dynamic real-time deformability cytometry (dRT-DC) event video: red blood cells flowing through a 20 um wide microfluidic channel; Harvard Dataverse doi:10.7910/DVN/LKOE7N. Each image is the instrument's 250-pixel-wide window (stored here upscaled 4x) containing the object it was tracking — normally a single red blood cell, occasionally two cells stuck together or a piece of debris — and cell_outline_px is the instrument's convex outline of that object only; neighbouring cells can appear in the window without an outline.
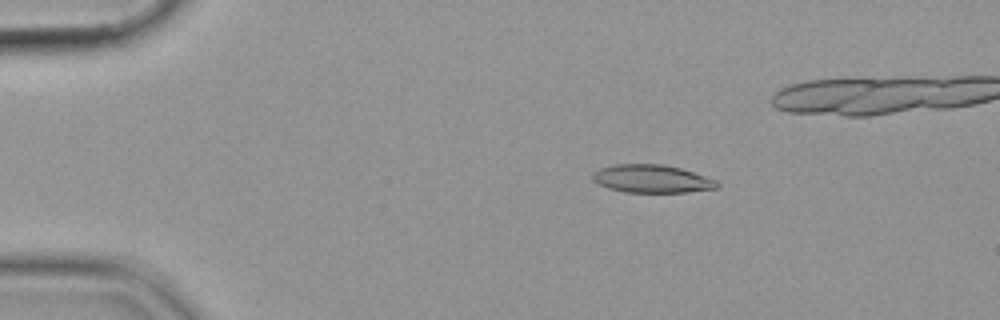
{"species": "common noctule bat (a hibernating species)", "species_latin": "Nyctalus noctula", "temperature_condition": "cold", "stored_images_in_passage": 40, "camera_frame_rate_fps": 3000, "um_per_image_px": 0.085, "animal": {"sex": "female", "body_mass_g": 19.9}, "frame": {"image": 1, "passage_image": 2, "time_ms": 0.333, "image_size_px": [1000, 320], "cell_outline_px": [[720, 184], [716, 188], [688, 192], [624, 192], [608, 188], [592, 180], [592, 172], [600, 168], [612, 164], [664, 164], [680, 168], [716, 180]], "centroid_in_image_um": [55.37, 15.19], "position_along_channel_um": 29.6, "area_um2": 20.29}}
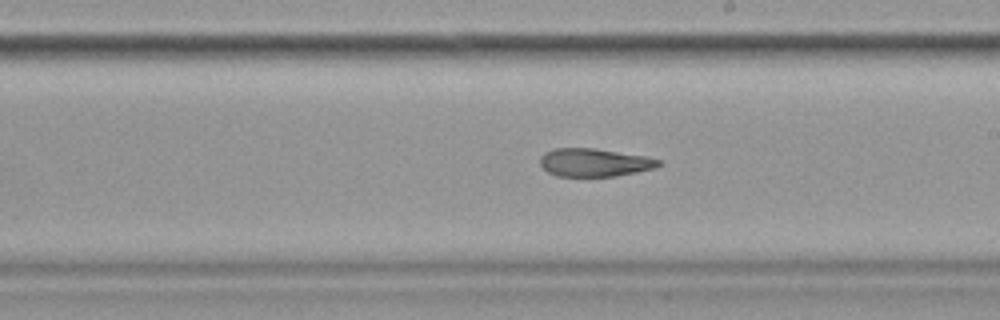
{"frame": {"image": 2, "passage_image": 24, "time_ms": 7.667, "image_size_px": [1000, 320], "cell_outline_px": [[664, 164], [656, 168], [616, 176], [556, 176], [548, 172], [540, 164], [540, 156], [544, 152], [552, 148], [592, 148], [648, 156], [660, 160]], "centroid_in_image_um": [50.54, 13.8], "position_along_channel_um": 238.5, "area_um2": 19.59}}
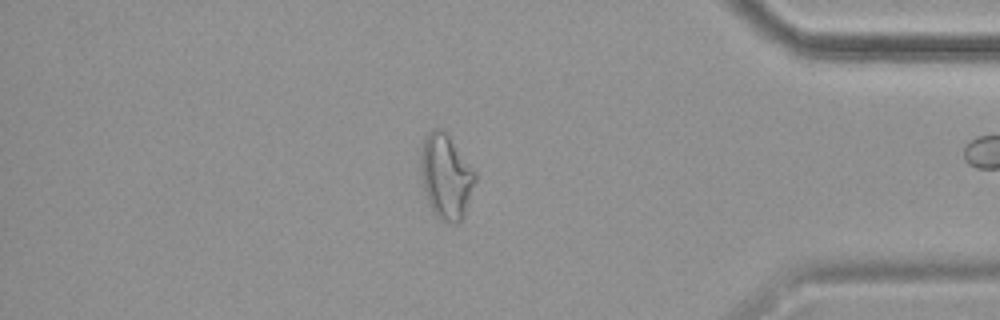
{"frame": {"image": 3, "passage_image": 39, "time_ms": 12.667, "image_size_px": [1000, 320], "cell_outline_px": [[476, 180], [464, 216], [456, 224], [452, 224], [440, 220], [432, 212], [424, 188], [420, 172], [420, 148], [428, 132], [432, 128], [444, 128], [448, 132], [476, 172]], "centroid_in_image_um": [37.91, 14.96], "position_along_channel_um": 397.3, "area_um2": 27.4}}